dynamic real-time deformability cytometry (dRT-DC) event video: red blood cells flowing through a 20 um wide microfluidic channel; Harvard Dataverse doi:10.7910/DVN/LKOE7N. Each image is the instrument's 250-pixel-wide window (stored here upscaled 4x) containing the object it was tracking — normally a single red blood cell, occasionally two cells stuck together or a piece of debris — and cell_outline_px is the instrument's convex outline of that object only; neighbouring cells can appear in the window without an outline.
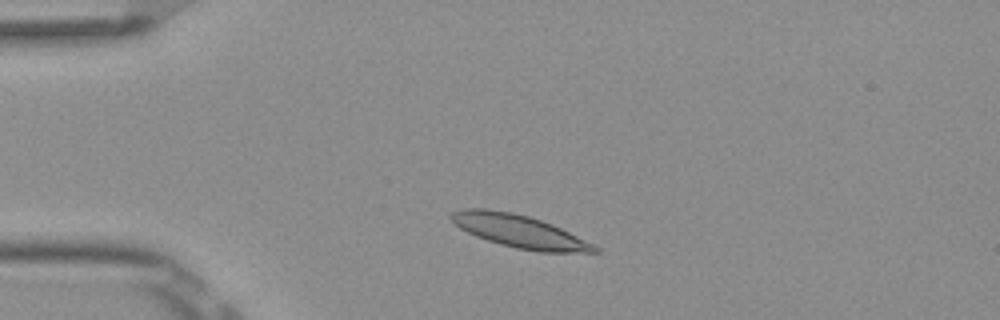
{"species": "Egyptian fruit bat (a non-hibernating species)", "species_latin": "Rousettus aegyptiacus", "temperature_condition": "room temperature", "stored_images_in_passage": 3, "camera_frame_rate_fps": 3000, "um_per_image_px": 0.085, "frame": {"image": 1, "passage_image": 2, "time_ms": 0.333, "image_size_px": [1000, 320], "cell_outline_px": [[600, 252], [540, 252], [516, 248], [500, 244], [476, 236], [460, 228], [448, 216], [452, 212], [464, 208], [484, 208], [512, 212], [528, 216], [552, 224], [600, 248]], "centroid_in_image_um": [44.11, 19.65], "position_along_channel_um": 40.9, "area_um2": 27.05}}